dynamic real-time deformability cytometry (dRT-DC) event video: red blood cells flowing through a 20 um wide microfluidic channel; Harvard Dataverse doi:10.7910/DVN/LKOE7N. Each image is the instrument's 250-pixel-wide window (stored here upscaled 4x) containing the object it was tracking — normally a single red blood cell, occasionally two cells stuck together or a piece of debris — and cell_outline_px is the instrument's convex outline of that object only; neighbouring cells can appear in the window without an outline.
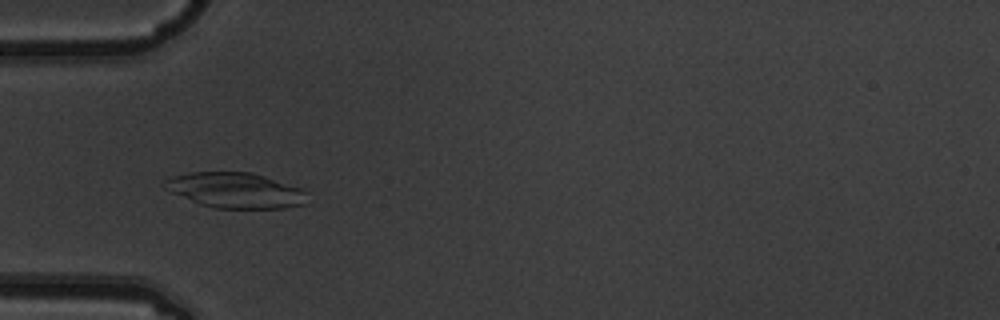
{"species": "common noctule bat (a hibernating species)", "species_latin": "Nyctalus noctula", "temperature_condition": "warm", "stored_images_in_passage": 6, "camera_frame_rate_fps": 3000, "um_per_image_px": 0.085, "animal": {"sex": "male", "body_mass_g": 19.5, "forearm_length_mm": 54.6}, "frame": {"image": 1, "passage_image": 4, "time_ms": 1.0, "image_size_px": [1000, 320], "cell_outline_px": [[308, 204], [284, 208], [216, 208], [200, 204], [172, 192], [164, 188], [160, 184], [164, 180], [172, 176], [192, 172], [252, 172], [300, 188], [308, 192]], "centroid_in_image_um": [20.03, 16.18], "position_along_channel_um": 65.0, "area_um2": 29.48}}
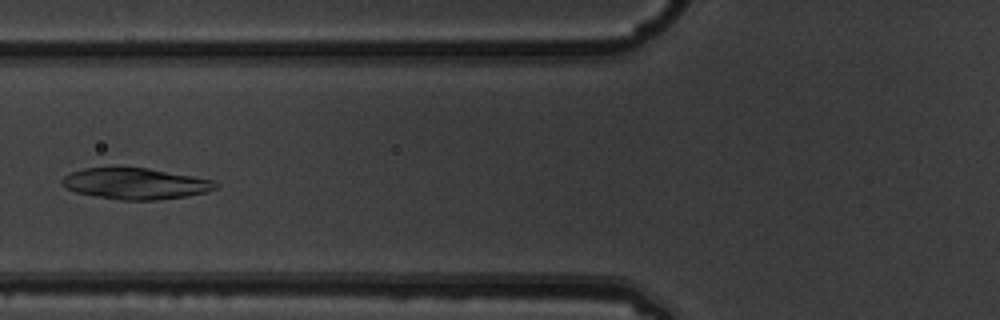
{"frame": {"image": 2, "passage_image": 5, "time_ms": 1.333, "image_size_px": [1000, 320], "cell_outline_px": [[220, 184], [216, 188], [204, 192], [188, 196], [156, 200], [120, 200], [76, 192], [64, 188], [60, 184], [60, 180], [64, 176], [72, 172], [84, 168], [148, 168], [192, 176], [212, 180]], "centroid_in_image_um": [11.49, 15.61], "position_along_channel_um": 114.3, "area_um2": 27.69}}
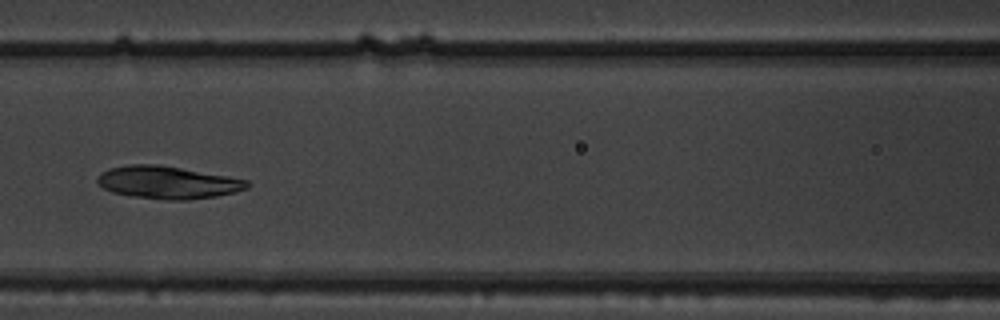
{"frame": {"image": 3, "passage_image": 6, "time_ms": 1.667, "image_size_px": [1000, 320], "cell_outline_px": [[252, 184], [248, 188], [236, 192], [216, 196], [188, 200], [168, 200], [132, 196], [112, 192], [104, 188], [96, 180], [108, 168], [128, 164], [160, 164], [248, 180]], "centroid_in_image_um": [14.29, 15.5], "position_along_channel_um": 152.3, "area_um2": 28.38}}